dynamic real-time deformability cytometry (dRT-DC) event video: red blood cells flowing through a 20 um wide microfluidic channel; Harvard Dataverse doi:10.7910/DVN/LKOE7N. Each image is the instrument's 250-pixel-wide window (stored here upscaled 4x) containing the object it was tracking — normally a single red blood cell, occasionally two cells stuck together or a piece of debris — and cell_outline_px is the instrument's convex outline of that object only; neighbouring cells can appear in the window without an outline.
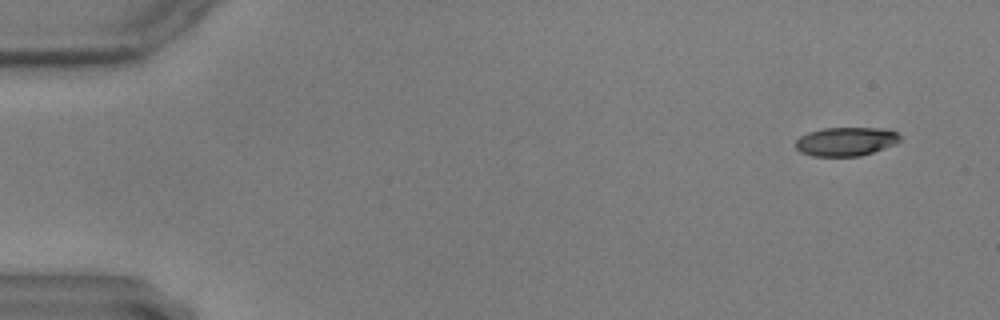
{"species": "common noctule bat (a hibernating species)", "species_latin": "Nyctalus noctula", "temperature_condition": "warm", "stored_images_in_passage": 56, "camera_frame_rate_fps": 3000, "um_per_image_px": 0.085, "animal": {"sex": "male", "body_mass_g": 17.9, "forearm_length_mm": 54.2}, "frame": {"image": 1, "passage_image": 1, "time_ms": 0.0, "image_size_px": [1000, 320], "cell_outline_px": [[900, 140], [896, 144], [860, 156], [812, 156], [800, 152], [796, 148], [796, 140], [800, 136], [808, 132], [824, 128], [888, 128], [896, 132], [900, 136]], "centroid_in_image_um": [71.91, 12.02], "position_along_channel_um": 13.1, "area_um2": 17.57}}
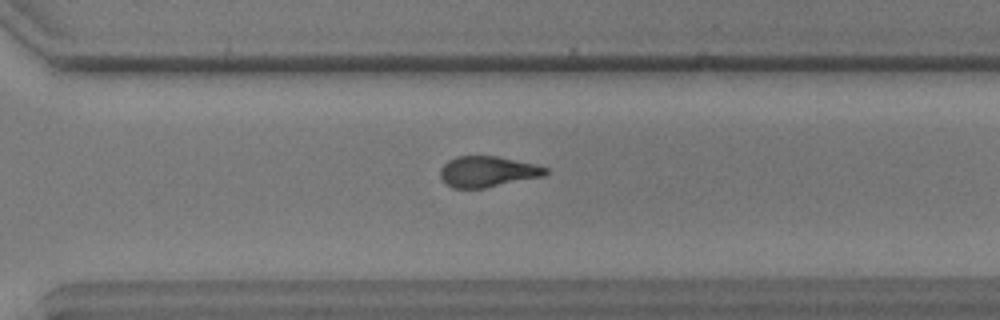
{"frame": {"image": 2, "passage_image": 39, "time_ms": 12.667, "image_size_px": [1000, 320], "cell_outline_px": [[548, 172], [544, 176], [484, 188], [452, 188], [444, 184], [440, 176], [440, 168], [448, 160], [456, 156], [496, 156], [536, 164], [548, 168]], "centroid_in_image_um": [41.42, 14.59], "position_along_channel_um": 329.2, "area_um2": 19.02}}
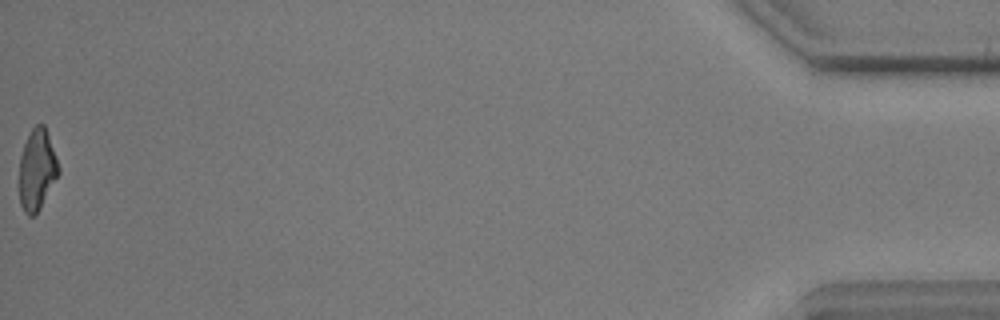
{"frame": {"image": 3, "passage_image": 56, "time_ms": 18.333, "image_size_px": [1000, 320], "cell_outline_px": [[60, 172], [36, 216], [28, 216], [24, 212], [20, 204], [20, 156], [24, 144], [32, 128], [36, 124], [44, 124], [60, 168]], "centroid_in_image_um": [3.15, 14.46], "position_along_channel_um": 432.1, "area_um2": 18.44}}